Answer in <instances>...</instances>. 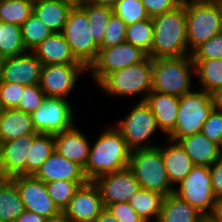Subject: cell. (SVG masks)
<instances>
[{"instance_id": "cell-26", "label": "cell", "mask_w": 222, "mask_h": 222, "mask_svg": "<svg viewBox=\"0 0 222 222\" xmlns=\"http://www.w3.org/2000/svg\"><path fill=\"white\" fill-rule=\"evenodd\" d=\"M206 217L174 193L163 198L157 222H204Z\"/></svg>"}, {"instance_id": "cell-30", "label": "cell", "mask_w": 222, "mask_h": 222, "mask_svg": "<svg viewBox=\"0 0 222 222\" xmlns=\"http://www.w3.org/2000/svg\"><path fill=\"white\" fill-rule=\"evenodd\" d=\"M24 210L16 185L7 178L0 185V218L4 222H15Z\"/></svg>"}, {"instance_id": "cell-7", "label": "cell", "mask_w": 222, "mask_h": 222, "mask_svg": "<svg viewBox=\"0 0 222 222\" xmlns=\"http://www.w3.org/2000/svg\"><path fill=\"white\" fill-rule=\"evenodd\" d=\"M214 109L212 94L198 89L179 97V109L174 130L166 138L178 141L201 132L204 122Z\"/></svg>"}, {"instance_id": "cell-40", "label": "cell", "mask_w": 222, "mask_h": 222, "mask_svg": "<svg viewBox=\"0 0 222 222\" xmlns=\"http://www.w3.org/2000/svg\"><path fill=\"white\" fill-rule=\"evenodd\" d=\"M45 98L46 95L39 84L26 85L23 88L22 96L16 109L32 114L42 105Z\"/></svg>"}, {"instance_id": "cell-46", "label": "cell", "mask_w": 222, "mask_h": 222, "mask_svg": "<svg viewBox=\"0 0 222 222\" xmlns=\"http://www.w3.org/2000/svg\"><path fill=\"white\" fill-rule=\"evenodd\" d=\"M216 199L222 197V155L209 166Z\"/></svg>"}, {"instance_id": "cell-9", "label": "cell", "mask_w": 222, "mask_h": 222, "mask_svg": "<svg viewBox=\"0 0 222 222\" xmlns=\"http://www.w3.org/2000/svg\"><path fill=\"white\" fill-rule=\"evenodd\" d=\"M62 34L74 57L88 69L98 55L99 46L91 35L87 13L79 5L70 10Z\"/></svg>"}, {"instance_id": "cell-53", "label": "cell", "mask_w": 222, "mask_h": 222, "mask_svg": "<svg viewBox=\"0 0 222 222\" xmlns=\"http://www.w3.org/2000/svg\"><path fill=\"white\" fill-rule=\"evenodd\" d=\"M68 1L70 3H72L73 5H81L83 4L86 0H65Z\"/></svg>"}, {"instance_id": "cell-21", "label": "cell", "mask_w": 222, "mask_h": 222, "mask_svg": "<svg viewBox=\"0 0 222 222\" xmlns=\"http://www.w3.org/2000/svg\"><path fill=\"white\" fill-rule=\"evenodd\" d=\"M145 103L155 116L157 126L161 133L169 135L175 128L179 109V96L150 92Z\"/></svg>"}, {"instance_id": "cell-43", "label": "cell", "mask_w": 222, "mask_h": 222, "mask_svg": "<svg viewBox=\"0 0 222 222\" xmlns=\"http://www.w3.org/2000/svg\"><path fill=\"white\" fill-rule=\"evenodd\" d=\"M201 133L209 140L222 147V112L213 109L208 119L204 122Z\"/></svg>"}, {"instance_id": "cell-32", "label": "cell", "mask_w": 222, "mask_h": 222, "mask_svg": "<svg viewBox=\"0 0 222 222\" xmlns=\"http://www.w3.org/2000/svg\"><path fill=\"white\" fill-rule=\"evenodd\" d=\"M21 26L0 21V52L5 57H14L25 53Z\"/></svg>"}, {"instance_id": "cell-18", "label": "cell", "mask_w": 222, "mask_h": 222, "mask_svg": "<svg viewBox=\"0 0 222 222\" xmlns=\"http://www.w3.org/2000/svg\"><path fill=\"white\" fill-rule=\"evenodd\" d=\"M76 126L54 134V149L66 159L77 163L83 169L89 157L91 143L87 135Z\"/></svg>"}, {"instance_id": "cell-2", "label": "cell", "mask_w": 222, "mask_h": 222, "mask_svg": "<svg viewBox=\"0 0 222 222\" xmlns=\"http://www.w3.org/2000/svg\"><path fill=\"white\" fill-rule=\"evenodd\" d=\"M151 19L153 43L147 56L156 59L191 55L188 49L186 10L183 3Z\"/></svg>"}, {"instance_id": "cell-52", "label": "cell", "mask_w": 222, "mask_h": 222, "mask_svg": "<svg viewBox=\"0 0 222 222\" xmlns=\"http://www.w3.org/2000/svg\"><path fill=\"white\" fill-rule=\"evenodd\" d=\"M45 222H71L63 212L55 217H50L45 220Z\"/></svg>"}, {"instance_id": "cell-47", "label": "cell", "mask_w": 222, "mask_h": 222, "mask_svg": "<svg viewBox=\"0 0 222 222\" xmlns=\"http://www.w3.org/2000/svg\"><path fill=\"white\" fill-rule=\"evenodd\" d=\"M47 218L41 216L37 213L24 210L18 217L15 222H45Z\"/></svg>"}, {"instance_id": "cell-8", "label": "cell", "mask_w": 222, "mask_h": 222, "mask_svg": "<svg viewBox=\"0 0 222 222\" xmlns=\"http://www.w3.org/2000/svg\"><path fill=\"white\" fill-rule=\"evenodd\" d=\"M114 127L121 133L131 151L158 146L152 143L151 138L159 132V128L145 101L136 103L123 119H118Z\"/></svg>"}, {"instance_id": "cell-33", "label": "cell", "mask_w": 222, "mask_h": 222, "mask_svg": "<svg viewBox=\"0 0 222 222\" xmlns=\"http://www.w3.org/2000/svg\"><path fill=\"white\" fill-rule=\"evenodd\" d=\"M79 6L87 13L88 22L92 30L91 35L94 42L99 46L102 43L108 20L113 14L112 8L94 5L86 1Z\"/></svg>"}, {"instance_id": "cell-19", "label": "cell", "mask_w": 222, "mask_h": 222, "mask_svg": "<svg viewBox=\"0 0 222 222\" xmlns=\"http://www.w3.org/2000/svg\"><path fill=\"white\" fill-rule=\"evenodd\" d=\"M34 176L44 183L57 180L88 181L80 165L66 159L56 151L47 158Z\"/></svg>"}, {"instance_id": "cell-39", "label": "cell", "mask_w": 222, "mask_h": 222, "mask_svg": "<svg viewBox=\"0 0 222 222\" xmlns=\"http://www.w3.org/2000/svg\"><path fill=\"white\" fill-rule=\"evenodd\" d=\"M126 29L127 25L125 22L120 17L112 14L106 25L104 37L99 48H110L126 42Z\"/></svg>"}, {"instance_id": "cell-34", "label": "cell", "mask_w": 222, "mask_h": 222, "mask_svg": "<svg viewBox=\"0 0 222 222\" xmlns=\"http://www.w3.org/2000/svg\"><path fill=\"white\" fill-rule=\"evenodd\" d=\"M22 40L27 51H32L53 31L45 25L33 12L21 25Z\"/></svg>"}, {"instance_id": "cell-31", "label": "cell", "mask_w": 222, "mask_h": 222, "mask_svg": "<svg viewBox=\"0 0 222 222\" xmlns=\"http://www.w3.org/2000/svg\"><path fill=\"white\" fill-rule=\"evenodd\" d=\"M55 151L54 134L39 133L29 145V155L25 166V175L34 176L41 165Z\"/></svg>"}, {"instance_id": "cell-14", "label": "cell", "mask_w": 222, "mask_h": 222, "mask_svg": "<svg viewBox=\"0 0 222 222\" xmlns=\"http://www.w3.org/2000/svg\"><path fill=\"white\" fill-rule=\"evenodd\" d=\"M10 179L18 189L25 210L45 218L55 217L62 212L48 195L43 181L32 175H17Z\"/></svg>"}, {"instance_id": "cell-50", "label": "cell", "mask_w": 222, "mask_h": 222, "mask_svg": "<svg viewBox=\"0 0 222 222\" xmlns=\"http://www.w3.org/2000/svg\"><path fill=\"white\" fill-rule=\"evenodd\" d=\"M93 222H119L106 208Z\"/></svg>"}, {"instance_id": "cell-42", "label": "cell", "mask_w": 222, "mask_h": 222, "mask_svg": "<svg viewBox=\"0 0 222 222\" xmlns=\"http://www.w3.org/2000/svg\"><path fill=\"white\" fill-rule=\"evenodd\" d=\"M191 56L193 60L222 59V32L200 45Z\"/></svg>"}, {"instance_id": "cell-6", "label": "cell", "mask_w": 222, "mask_h": 222, "mask_svg": "<svg viewBox=\"0 0 222 222\" xmlns=\"http://www.w3.org/2000/svg\"><path fill=\"white\" fill-rule=\"evenodd\" d=\"M140 187L157 192L164 197L173 193L161 154V145L152 148L135 149L130 152L129 167Z\"/></svg>"}, {"instance_id": "cell-35", "label": "cell", "mask_w": 222, "mask_h": 222, "mask_svg": "<svg viewBox=\"0 0 222 222\" xmlns=\"http://www.w3.org/2000/svg\"><path fill=\"white\" fill-rule=\"evenodd\" d=\"M33 12V3L27 0H1L0 21L21 26Z\"/></svg>"}, {"instance_id": "cell-28", "label": "cell", "mask_w": 222, "mask_h": 222, "mask_svg": "<svg viewBox=\"0 0 222 222\" xmlns=\"http://www.w3.org/2000/svg\"><path fill=\"white\" fill-rule=\"evenodd\" d=\"M164 196L147 189H140L129 200L130 206L144 220L157 222Z\"/></svg>"}, {"instance_id": "cell-44", "label": "cell", "mask_w": 222, "mask_h": 222, "mask_svg": "<svg viewBox=\"0 0 222 222\" xmlns=\"http://www.w3.org/2000/svg\"><path fill=\"white\" fill-rule=\"evenodd\" d=\"M106 209L119 222H144L128 202L113 203L108 205Z\"/></svg>"}, {"instance_id": "cell-55", "label": "cell", "mask_w": 222, "mask_h": 222, "mask_svg": "<svg viewBox=\"0 0 222 222\" xmlns=\"http://www.w3.org/2000/svg\"><path fill=\"white\" fill-rule=\"evenodd\" d=\"M7 179V177L4 175L2 169H0V185Z\"/></svg>"}, {"instance_id": "cell-56", "label": "cell", "mask_w": 222, "mask_h": 222, "mask_svg": "<svg viewBox=\"0 0 222 222\" xmlns=\"http://www.w3.org/2000/svg\"><path fill=\"white\" fill-rule=\"evenodd\" d=\"M0 169H2V142H0Z\"/></svg>"}, {"instance_id": "cell-58", "label": "cell", "mask_w": 222, "mask_h": 222, "mask_svg": "<svg viewBox=\"0 0 222 222\" xmlns=\"http://www.w3.org/2000/svg\"><path fill=\"white\" fill-rule=\"evenodd\" d=\"M204 222H211V221L208 218H206Z\"/></svg>"}, {"instance_id": "cell-38", "label": "cell", "mask_w": 222, "mask_h": 222, "mask_svg": "<svg viewBox=\"0 0 222 222\" xmlns=\"http://www.w3.org/2000/svg\"><path fill=\"white\" fill-rule=\"evenodd\" d=\"M112 11L127 26L150 18L141 0H118L113 5Z\"/></svg>"}, {"instance_id": "cell-1", "label": "cell", "mask_w": 222, "mask_h": 222, "mask_svg": "<svg viewBox=\"0 0 222 222\" xmlns=\"http://www.w3.org/2000/svg\"><path fill=\"white\" fill-rule=\"evenodd\" d=\"M91 144L84 174L88 181L129 167L131 150L121 133L112 125L104 128Z\"/></svg>"}, {"instance_id": "cell-3", "label": "cell", "mask_w": 222, "mask_h": 222, "mask_svg": "<svg viewBox=\"0 0 222 222\" xmlns=\"http://www.w3.org/2000/svg\"><path fill=\"white\" fill-rule=\"evenodd\" d=\"M190 54L222 32V0H183Z\"/></svg>"}, {"instance_id": "cell-25", "label": "cell", "mask_w": 222, "mask_h": 222, "mask_svg": "<svg viewBox=\"0 0 222 222\" xmlns=\"http://www.w3.org/2000/svg\"><path fill=\"white\" fill-rule=\"evenodd\" d=\"M36 133L31 114L17 109H2L0 111V142Z\"/></svg>"}, {"instance_id": "cell-5", "label": "cell", "mask_w": 222, "mask_h": 222, "mask_svg": "<svg viewBox=\"0 0 222 222\" xmlns=\"http://www.w3.org/2000/svg\"><path fill=\"white\" fill-rule=\"evenodd\" d=\"M195 67L191 55L152 59V91L182 96L194 89Z\"/></svg>"}, {"instance_id": "cell-4", "label": "cell", "mask_w": 222, "mask_h": 222, "mask_svg": "<svg viewBox=\"0 0 222 222\" xmlns=\"http://www.w3.org/2000/svg\"><path fill=\"white\" fill-rule=\"evenodd\" d=\"M97 87L109 97L130 99L141 95L142 98L138 102L145 101L152 91V58L147 56L137 64L111 72L97 84Z\"/></svg>"}, {"instance_id": "cell-12", "label": "cell", "mask_w": 222, "mask_h": 222, "mask_svg": "<svg viewBox=\"0 0 222 222\" xmlns=\"http://www.w3.org/2000/svg\"><path fill=\"white\" fill-rule=\"evenodd\" d=\"M31 116L34 129L42 134H57L75 124L74 108L65 98L46 97Z\"/></svg>"}, {"instance_id": "cell-51", "label": "cell", "mask_w": 222, "mask_h": 222, "mask_svg": "<svg viewBox=\"0 0 222 222\" xmlns=\"http://www.w3.org/2000/svg\"><path fill=\"white\" fill-rule=\"evenodd\" d=\"M117 1L118 0H86V2H89L94 5L107 6L111 8Z\"/></svg>"}, {"instance_id": "cell-22", "label": "cell", "mask_w": 222, "mask_h": 222, "mask_svg": "<svg viewBox=\"0 0 222 222\" xmlns=\"http://www.w3.org/2000/svg\"><path fill=\"white\" fill-rule=\"evenodd\" d=\"M167 139L168 144L161 146V154L169 181L175 187L195 165L178 141Z\"/></svg>"}, {"instance_id": "cell-41", "label": "cell", "mask_w": 222, "mask_h": 222, "mask_svg": "<svg viewBox=\"0 0 222 222\" xmlns=\"http://www.w3.org/2000/svg\"><path fill=\"white\" fill-rule=\"evenodd\" d=\"M24 85L19 83L0 82V106L2 109H16Z\"/></svg>"}, {"instance_id": "cell-20", "label": "cell", "mask_w": 222, "mask_h": 222, "mask_svg": "<svg viewBox=\"0 0 222 222\" xmlns=\"http://www.w3.org/2000/svg\"><path fill=\"white\" fill-rule=\"evenodd\" d=\"M23 135L18 139L2 142V171L7 178L25 175L29 145L38 135Z\"/></svg>"}, {"instance_id": "cell-13", "label": "cell", "mask_w": 222, "mask_h": 222, "mask_svg": "<svg viewBox=\"0 0 222 222\" xmlns=\"http://www.w3.org/2000/svg\"><path fill=\"white\" fill-rule=\"evenodd\" d=\"M146 57L144 51L127 42L110 48H99L95 61L88 68V75L97 85L111 72L137 64Z\"/></svg>"}, {"instance_id": "cell-37", "label": "cell", "mask_w": 222, "mask_h": 222, "mask_svg": "<svg viewBox=\"0 0 222 222\" xmlns=\"http://www.w3.org/2000/svg\"><path fill=\"white\" fill-rule=\"evenodd\" d=\"M87 182L88 181L57 180L45 183V186L48 195L63 212L64 209L69 205L70 200L78 188Z\"/></svg>"}, {"instance_id": "cell-57", "label": "cell", "mask_w": 222, "mask_h": 222, "mask_svg": "<svg viewBox=\"0 0 222 222\" xmlns=\"http://www.w3.org/2000/svg\"><path fill=\"white\" fill-rule=\"evenodd\" d=\"M27 1H30V2H32V3H35V2H37V1H39V0H27Z\"/></svg>"}, {"instance_id": "cell-48", "label": "cell", "mask_w": 222, "mask_h": 222, "mask_svg": "<svg viewBox=\"0 0 222 222\" xmlns=\"http://www.w3.org/2000/svg\"><path fill=\"white\" fill-rule=\"evenodd\" d=\"M207 218L211 222H222V197L215 200L213 210Z\"/></svg>"}, {"instance_id": "cell-49", "label": "cell", "mask_w": 222, "mask_h": 222, "mask_svg": "<svg viewBox=\"0 0 222 222\" xmlns=\"http://www.w3.org/2000/svg\"><path fill=\"white\" fill-rule=\"evenodd\" d=\"M214 109L222 112V87L212 93Z\"/></svg>"}, {"instance_id": "cell-27", "label": "cell", "mask_w": 222, "mask_h": 222, "mask_svg": "<svg viewBox=\"0 0 222 222\" xmlns=\"http://www.w3.org/2000/svg\"><path fill=\"white\" fill-rule=\"evenodd\" d=\"M74 5L65 0H39L33 3V13L53 33H62L68 14Z\"/></svg>"}, {"instance_id": "cell-54", "label": "cell", "mask_w": 222, "mask_h": 222, "mask_svg": "<svg viewBox=\"0 0 222 222\" xmlns=\"http://www.w3.org/2000/svg\"><path fill=\"white\" fill-rule=\"evenodd\" d=\"M5 59L6 58L0 52V74H1V71H2L3 64L5 62Z\"/></svg>"}, {"instance_id": "cell-16", "label": "cell", "mask_w": 222, "mask_h": 222, "mask_svg": "<svg viewBox=\"0 0 222 222\" xmlns=\"http://www.w3.org/2000/svg\"><path fill=\"white\" fill-rule=\"evenodd\" d=\"M104 209L98 187L88 181L78 188L63 213L71 222H93Z\"/></svg>"}, {"instance_id": "cell-29", "label": "cell", "mask_w": 222, "mask_h": 222, "mask_svg": "<svg viewBox=\"0 0 222 222\" xmlns=\"http://www.w3.org/2000/svg\"><path fill=\"white\" fill-rule=\"evenodd\" d=\"M201 90L210 94L222 87V59L193 60Z\"/></svg>"}, {"instance_id": "cell-24", "label": "cell", "mask_w": 222, "mask_h": 222, "mask_svg": "<svg viewBox=\"0 0 222 222\" xmlns=\"http://www.w3.org/2000/svg\"><path fill=\"white\" fill-rule=\"evenodd\" d=\"M32 52L43 65L80 63L72 54L62 33H53L46 37Z\"/></svg>"}, {"instance_id": "cell-10", "label": "cell", "mask_w": 222, "mask_h": 222, "mask_svg": "<svg viewBox=\"0 0 222 222\" xmlns=\"http://www.w3.org/2000/svg\"><path fill=\"white\" fill-rule=\"evenodd\" d=\"M173 193L207 218L216 200L209 167L195 165L174 187Z\"/></svg>"}, {"instance_id": "cell-45", "label": "cell", "mask_w": 222, "mask_h": 222, "mask_svg": "<svg viewBox=\"0 0 222 222\" xmlns=\"http://www.w3.org/2000/svg\"><path fill=\"white\" fill-rule=\"evenodd\" d=\"M150 17L163 14L180 6L183 0H141Z\"/></svg>"}, {"instance_id": "cell-11", "label": "cell", "mask_w": 222, "mask_h": 222, "mask_svg": "<svg viewBox=\"0 0 222 222\" xmlns=\"http://www.w3.org/2000/svg\"><path fill=\"white\" fill-rule=\"evenodd\" d=\"M87 71L82 63L42 65L39 86L46 97L70 99L79 78Z\"/></svg>"}, {"instance_id": "cell-15", "label": "cell", "mask_w": 222, "mask_h": 222, "mask_svg": "<svg viewBox=\"0 0 222 222\" xmlns=\"http://www.w3.org/2000/svg\"><path fill=\"white\" fill-rule=\"evenodd\" d=\"M93 183L99 189L105 208L113 203L129 202L133 194L141 189L129 168L99 176Z\"/></svg>"}, {"instance_id": "cell-36", "label": "cell", "mask_w": 222, "mask_h": 222, "mask_svg": "<svg viewBox=\"0 0 222 222\" xmlns=\"http://www.w3.org/2000/svg\"><path fill=\"white\" fill-rule=\"evenodd\" d=\"M127 43L140 48L147 55L153 43V24L151 17L127 26L125 32Z\"/></svg>"}, {"instance_id": "cell-23", "label": "cell", "mask_w": 222, "mask_h": 222, "mask_svg": "<svg viewBox=\"0 0 222 222\" xmlns=\"http://www.w3.org/2000/svg\"><path fill=\"white\" fill-rule=\"evenodd\" d=\"M178 142L194 165L209 167L222 155V147L201 132L180 138Z\"/></svg>"}, {"instance_id": "cell-17", "label": "cell", "mask_w": 222, "mask_h": 222, "mask_svg": "<svg viewBox=\"0 0 222 222\" xmlns=\"http://www.w3.org/2000/svg\"><path fill=\"white\" fill-rule=\"evenodd\" d=\"M41 61L32 51L14 57H8L2 67L0 82L33 85L40 83Z\"/></svg>"}]
</instances>
